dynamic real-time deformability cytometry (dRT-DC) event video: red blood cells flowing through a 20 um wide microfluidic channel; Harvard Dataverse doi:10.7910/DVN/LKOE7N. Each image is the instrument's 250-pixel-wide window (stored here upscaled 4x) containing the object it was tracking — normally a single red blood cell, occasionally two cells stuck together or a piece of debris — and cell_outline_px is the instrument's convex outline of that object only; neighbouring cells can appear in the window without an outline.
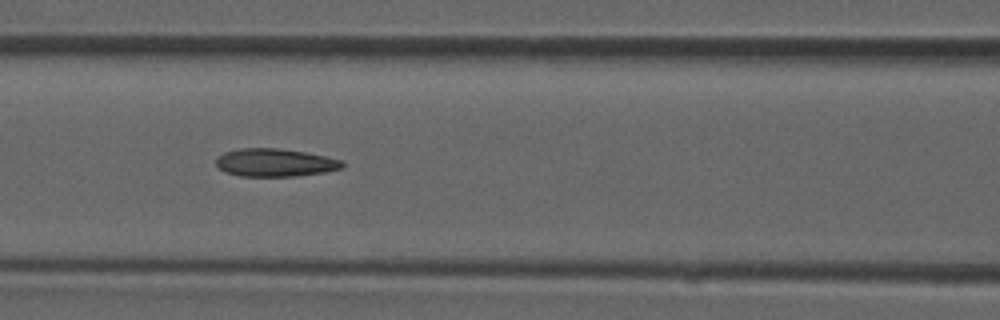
{"species": "common noctule bat (a hibernating species)", "species_latin": "Nyctalus noctula", "temperature_condition": "room temperature", "stored_images_in_passage": 24, "camera_frame_rate_fps": 3000, "um_per_image_px": 0.085, "animal": {"sex": "male", "forearm_length_mm": 52.5}, "frame": {"image": 1, "passage_image": 15, "time_ms": 4.667, "image_size_px": [1000, 320], "cell_outline_px": [[344, 168], [324, 172], [296, 176], [240, 176], [224, 172], [216, 164], [216, 160], [224, 152], [240, 148], [280, 148], [328, 156], [344, 160]], "centroid_in_image_um": [23.42, 13.82], "position_along_channel_um": 143.2, "area_um2": 20.69}}
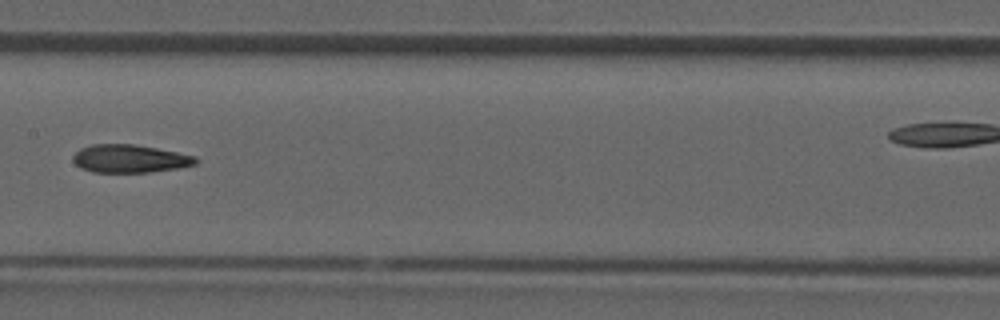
{"frame": {"image": 2, "passage_image": 18, "time_ms": 5.667, "image_size_px": [1000, 320], "cell_outline_px": [[200, 160], [196, 164], [180, 168], [148, 172], [92, 172], [80, 168], [72, 160], [72, 156], [80, 148], [92, 144], [136, 144], [196, 156]], "centroid_in_image_um": [11.03, 13.48], "position_along_channel_um": 196.4, "area_um2": 20.17}}